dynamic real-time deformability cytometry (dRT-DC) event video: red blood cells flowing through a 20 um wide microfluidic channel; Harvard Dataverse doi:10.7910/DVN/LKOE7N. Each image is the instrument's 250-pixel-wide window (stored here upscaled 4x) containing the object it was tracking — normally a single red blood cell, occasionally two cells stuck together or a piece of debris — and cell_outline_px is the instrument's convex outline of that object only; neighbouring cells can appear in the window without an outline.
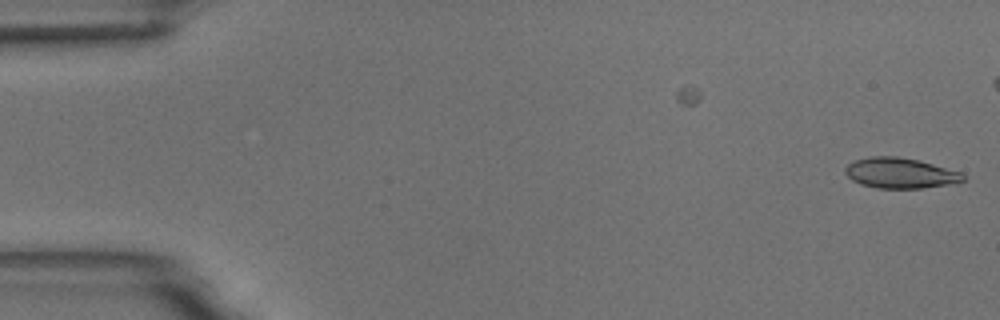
{"species": "common noctule bat (a hibernating species)", "species_latin": "Nyctalus noctula", "temperature_condition": "room temperature", "stored_images_in_passage": 7, "camera_frame_rate_fps": 3000, "um_per_image_px": 0.085, "animal": {"sex": "male", "body_mass_g": 18.8}, "frame": {"image": 1, "passage_image": 7, "time_ms": 2.0, "image_size_px": [1000, 320], "cell_outline_px": [[964, 180], [956, 184], [920, 188], [876, 188], [860, 184], [852, 180], [844, 172], [844, 168], [848, 164], [856, 160], [872, 156], [896, 156], [920, 160], [964, 172]], "centroid_in_image_um": [76.57, 14.71], "position_along_channel_um": 8.4, "area_um2": 21.21}}